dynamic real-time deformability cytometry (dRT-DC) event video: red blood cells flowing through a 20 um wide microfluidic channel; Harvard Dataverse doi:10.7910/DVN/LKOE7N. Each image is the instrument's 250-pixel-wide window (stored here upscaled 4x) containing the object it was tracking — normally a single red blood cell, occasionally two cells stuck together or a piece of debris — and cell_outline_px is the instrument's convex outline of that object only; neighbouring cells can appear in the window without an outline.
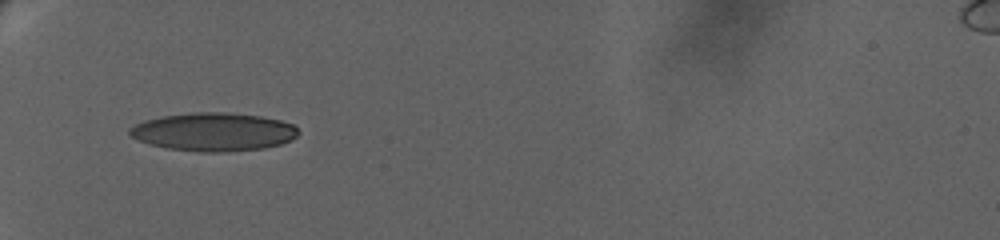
{"species": "human", "species_latin": "Homo sapiens", "temperature_condition": "warm", "stored_images_in_passage": 107, "camera_frame_rate_fps": 3000, "um_per_image_px": 0.085, "donor": {"sex": "female"}, "frame": {"image": 1, "passage_image": 1, "time_ms": 0.0, "image_size_px": [1000, 240], "cell_outline_px": [[300, 132], [292, 140], [280, 144], [264, 148], [224, 152], [200, 152], [168, 148], [148, 144], [136, 140], [128, 132], [128, 128], [144, 120], [160, 116], [192, 112], [224, 112], [260, 116], [280, 120], [296, 124]], "centroid_in_image_um": [18.16, 11.2], "position_along_channel_um": 66.8, "area_um2": 37.97}}
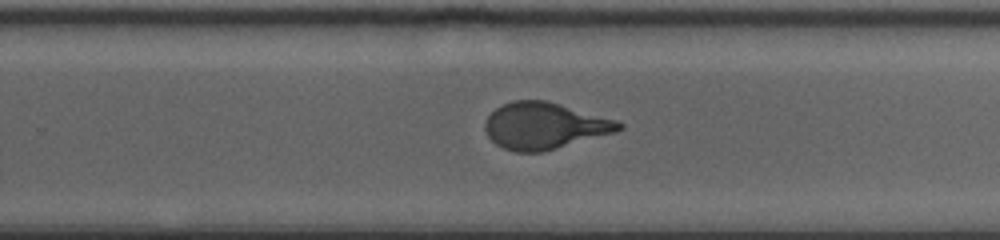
{"frame": {"image": 2, "passage_image": 56, "time_ms": 7.333, "image_size_px": [1000, 240], "cell_outline_px": [[624, 128], [616, 132], [544, 152], [516, 152], [504, 148], [496, 144], [488, 136], [484, 128], [484, 124], [488, 116], [496, 108], [512, 100], [544, 100], [560, 104], [616, 120], [624, 124]], "centroid_in_image_um": [46.28, 10.7], "position_along_channel_um": 283.5, "area_um2": 36.24}}
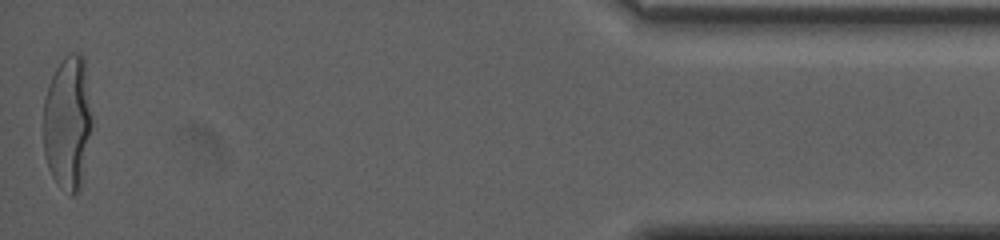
{"frame": {"image": 3, "passage_image": 106, "time_ms": 14.0, "image_size_px": [1000, 240], "cell_outline_px": [[92, 128], [80, 192], [72, 196], [60, 188], [56, 184], [48, 168], [44, 156], [44, 100], [52, 76], [56, 68], [72, 52], [80, 52], [84, 56], [92, 120]], "centroid_in_image_um": [5.77, 10.51], "position_along_channel_um": 429.4, "area_um2": 38.21}, "authors_computed_cell_mechanics": {"area_um2": 36.8186, "velocity_mm_per_s": 3.135, "shape_relaxation_time_tau1_ms": 6.7783, "shape_relaxation_time_tau2_ms": null, "deformation_change_tau1": 0.2502, "deformation_change_tau2": null}}